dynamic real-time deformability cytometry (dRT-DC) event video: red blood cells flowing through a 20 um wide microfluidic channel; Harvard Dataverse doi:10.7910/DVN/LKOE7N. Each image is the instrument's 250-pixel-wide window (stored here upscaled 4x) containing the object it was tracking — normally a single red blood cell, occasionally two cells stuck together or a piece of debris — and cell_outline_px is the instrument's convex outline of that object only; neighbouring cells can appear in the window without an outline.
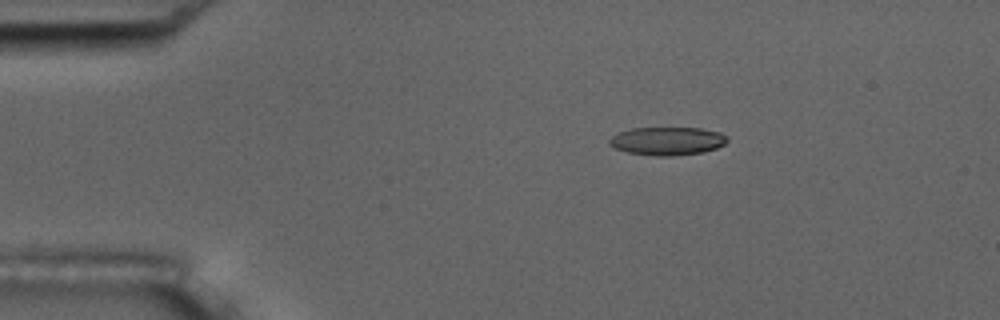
{"species": "common noctule bat (a hibernating species)", "species_latin": "Nyctalus noctula", "temperature_condition": "room temperature", "stored_images_in_passage": 4, "camera_frame_rate_fps": 3000, "um_per_image_px": 0.085, "animal": {"sex": "male", "body_mass_g": 17.5, "forearm_length_mm": 52.3}, "frame": {"image": 1, "passage_image": 3, "time_ms": 2.333, "image_size_px": [1000, 320], "cell_outline_px": [[728, 140], [724, 144], [716, 148], [704, 152], [672, 156], [656, 156], [624, 152], [608, 144], [608, 140], [612, 136], [620, 132], [632, 128], [700, 128], [720, 132], [728, 136]], "centroid_in_image_um": [56.72, 11.99], "position_along_channel_um": 28.3, "area_um2": 19.48}}